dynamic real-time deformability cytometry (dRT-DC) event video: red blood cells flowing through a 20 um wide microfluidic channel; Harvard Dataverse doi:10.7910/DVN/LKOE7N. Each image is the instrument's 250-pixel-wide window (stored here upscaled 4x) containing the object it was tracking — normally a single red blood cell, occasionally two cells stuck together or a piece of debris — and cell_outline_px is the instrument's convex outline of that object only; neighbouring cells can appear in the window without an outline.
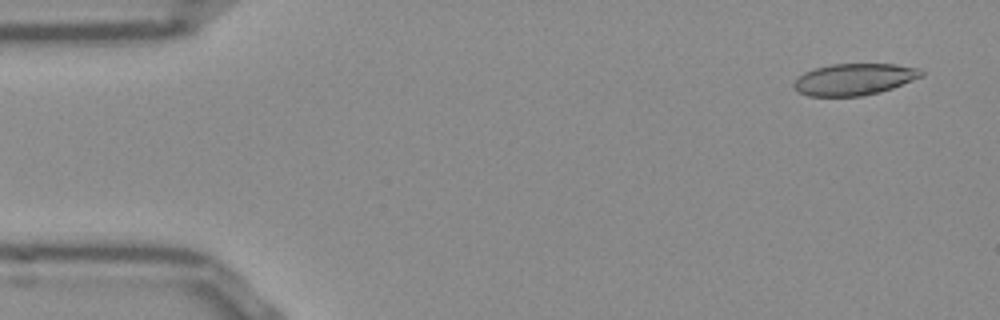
{"species": "Egyptian fruit bat (a non-hibernating species)", "species_latin": "Rousettus aegyptiacus", "temperature_condition": "room temperature", "stored_images_in_passage": 52, "camera_frame_rate_fps": 3000, "um_per_image_px": 0.085, "frame": {"image": 1, "passage_image": 3, "time_ms": 0.667, "image_size_px": [1000, 320], "cell_outline_px": [[924, 76], [892, 88], [880, 92], [864, 96], [808, 96], [792, 88], [792, 84], [804, 72], [816, 68], [832, 64], [896, 64], [920, 68], [924, 72]], "centroid_in_image_um": [72.63, 6.74], "position_along_channel_um": 12.4, "area_um2": 23.58}}
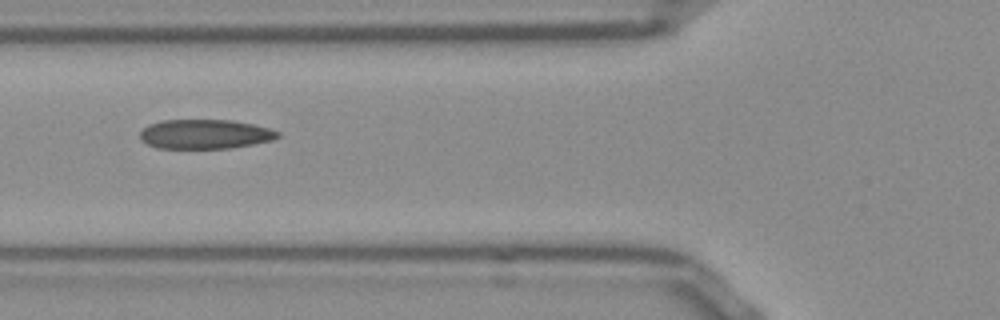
{"frame": {"image": 2, "passage_image": 19, "time_ms": 6.0, "image_size_px": [1000, 320], "cell_outline_px": [[280, 136], [272, 140], [232, 148], [156, 148], [140, 140], [140, 132], [148, 124], [160, 120], [232, 120], [252, 124], [268, 128], [280, 132]], "centroid_in_image_um": [17.4, 11.4], "position_along_channel_um": 108.4, "area_um2": 23.64}}
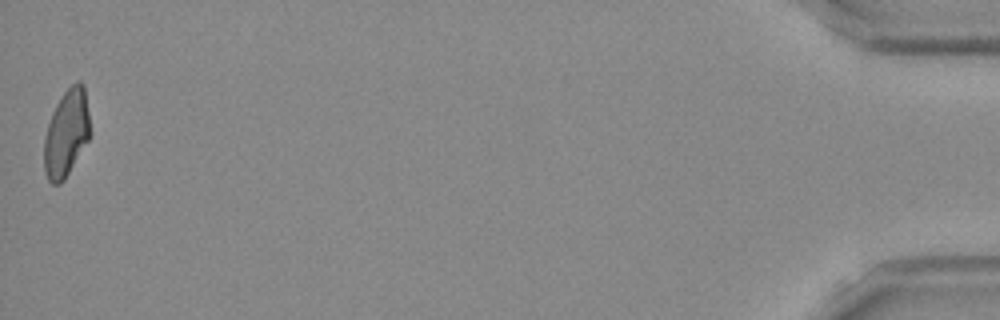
{"frame": {"image": 3, "passage_image": 52, "time_ms": 17.0, "image_size_px": [1000, 320], "cell_outline_px": [[92, 132], [88, 140], [64, 180], [60, 184], [52, 184], [48, 180], [44, 172], [44, 136], [52, 112], [56, 104], [64, 92], [76, 80], [80, 80], [84, 84]], "centroid_in_image_um": [5.66, 11.3], "position_along_channel_um": 429.5, "area_um2": 23.58}, "authors_computed_cell_mechanics": {"area_um2": 23.987, "velocity_mm_per_s": 3.836, "shape_relaxation_time_tau1_ms": 7.654, "shape_relaxation_time_tau2_ms": 1.7121, "deformation_change_tau1": 0.1915, "deformation_change_tau2": 0.0854}}